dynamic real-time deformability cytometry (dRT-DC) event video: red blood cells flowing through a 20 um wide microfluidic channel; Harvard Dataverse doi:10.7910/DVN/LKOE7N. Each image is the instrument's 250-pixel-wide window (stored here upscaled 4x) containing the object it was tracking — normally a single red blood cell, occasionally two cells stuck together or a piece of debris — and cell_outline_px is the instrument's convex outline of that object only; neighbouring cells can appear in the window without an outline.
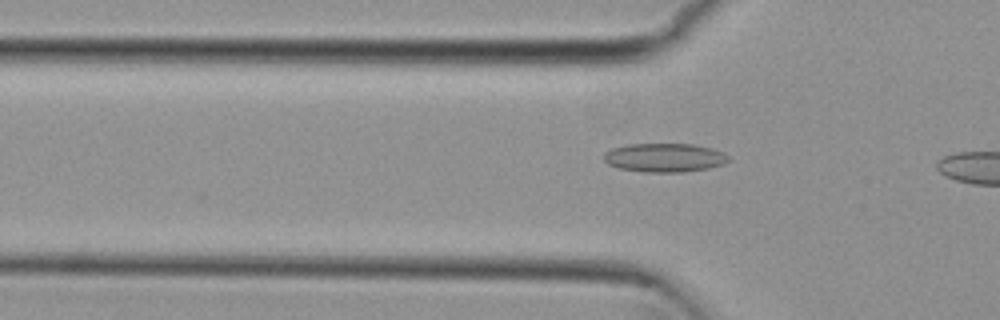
{"species": "common noctule bat (a hibernating species)", "species_latin": "Nyctalus noctula", "temperature_condition": "cold", "stored_images_in_passage": 4, "camera_frame_rate_fps": 3000, "um_per_image_px": 0.085, "animal": {"sex": "female", "body_mass_g": 29.2, "forearm_length_mm": 56.3}, "frame": {"image": 1, "passage_image": 2, "time_ms": 0.333, "image_size_px": [1000, 320], "cell_outline_px": [[732, 160], [724, 164], [708, 168], [680, 172], [644, 172], [620, 168], [608, 164], [604, 160], [604, 152], [612, 148], [628, 144], [692, 144], [712, 148], [724, 152]], "centroid_in_image_um": [56.51, 13.39], "position_along_channel_um": 69.3, "area_um2": 20.98}}